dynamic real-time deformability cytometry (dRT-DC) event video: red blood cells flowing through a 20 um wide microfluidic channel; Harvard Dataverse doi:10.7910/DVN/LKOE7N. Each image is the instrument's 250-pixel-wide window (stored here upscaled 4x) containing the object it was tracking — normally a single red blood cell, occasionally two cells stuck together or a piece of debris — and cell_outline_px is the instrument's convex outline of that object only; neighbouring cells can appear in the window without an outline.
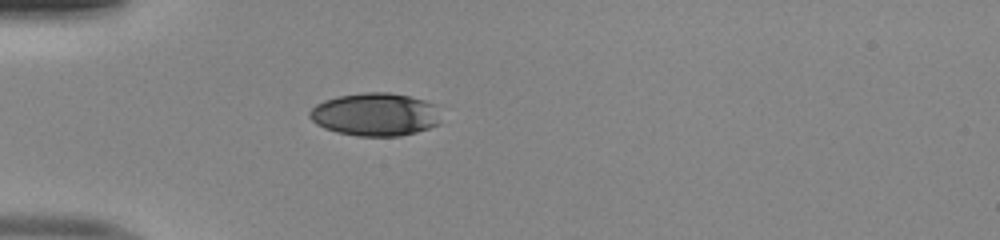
{"species": "human", "species_latin": "Homo sapiens", "temperature_condition": "room temperature", "stored_images_in_passage": 4, "camera_frame_rate_fps": 3000, "um_per_image_px": 0.085, "donor": {"sex": "male"}, "frame": {"image": 1, "passage_image": 4, "time_ms": 1.0, "image_size_px": [1000, 240], "cell_outline_px": [[420, 128], [408, 132], [348, 132], [332, 128], [324, 124], [324, 104], [332, 100], [348, 96], [400, 96], [408, 100]], "centroid_in_image_um": [31.49, 9.73], "position_along_channel_um": 53.5, "area_um2": 21.96}}